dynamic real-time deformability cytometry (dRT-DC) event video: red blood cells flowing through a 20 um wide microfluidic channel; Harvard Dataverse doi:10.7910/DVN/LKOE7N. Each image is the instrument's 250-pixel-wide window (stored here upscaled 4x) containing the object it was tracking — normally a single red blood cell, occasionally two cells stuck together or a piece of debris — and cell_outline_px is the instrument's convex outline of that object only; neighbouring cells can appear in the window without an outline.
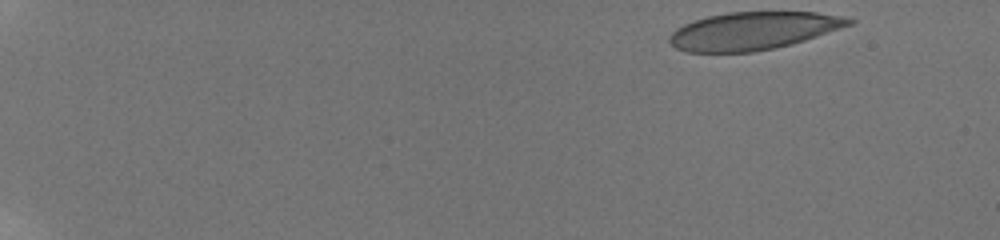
{"species": "human", "species_latin": "Homo sapiens", "temperature_condition": "room temperature", "stored_images_in_passage": 33, "camera_frame_rate_fps": 3000, "um_per_image_px": 0.085, "donor": {"sex": "male"}, "frame": {"image": 1, "passage_image": 1, "time_ms": 0.0, "image_size_px": [1000, 240], "cell_outline_px": [[856, 24], [792, 44], [752, 52], [688, 52], [676, 48], [668, 40], [668, 36], [676, 28], [692, 20], [708, 16], [728, 12], [816, 12], [840, 16], [856, 20]], "centroid_in_image_um": [64.04, 2.62], "position_along_channel_um": 21.0, "area_um2": 39.65}}
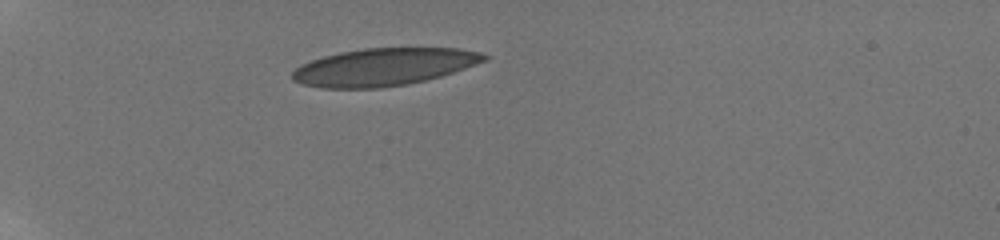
{"frame": {"image": 2, "passage_image": 28, "time_ms": 4.333, "image_size_px": [1000, 240], "cell_outline_px": [[488, 60], [440, 76], [408, 84], [380, 88], [320, 88], [304, 84], [292, 80], [292, 72], [300, 64], [324, 56], [340, 52], [364, 48], [456, 48], [480, 52], [488, 56]], "centroid_in_image_um": [32.6, 5.69], "position_along_channel_um": 52.4, "area_um2": 41.73}}